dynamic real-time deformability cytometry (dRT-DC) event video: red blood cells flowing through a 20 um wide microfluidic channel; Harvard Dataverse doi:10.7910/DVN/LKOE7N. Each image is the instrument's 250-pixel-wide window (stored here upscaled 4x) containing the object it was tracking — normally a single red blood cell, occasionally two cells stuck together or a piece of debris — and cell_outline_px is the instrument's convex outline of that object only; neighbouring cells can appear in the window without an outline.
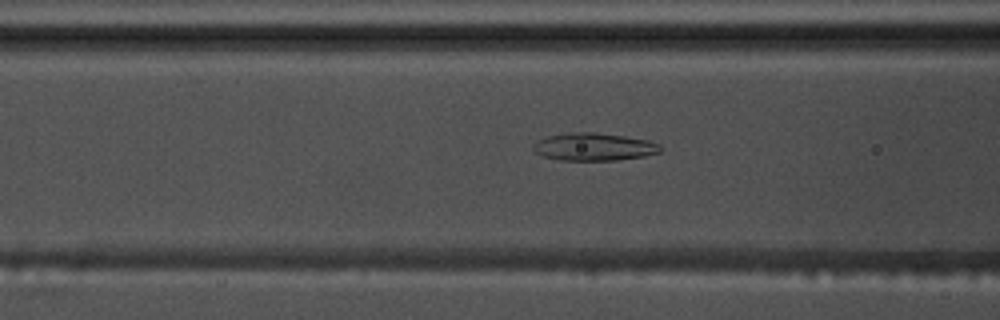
{"species": "common noctule bat (a hibernating species)", "species_latin": "Nyctalus noctula", "temperature_condition": "warm", "stored_images_in_passage": 56, "camera_frame_rate_fps": 3000, "um_per_image_px": 0.085, "animal": {"sex": "male", "body_mass_g": 17.5, "forearm_length_mm": 52.3}, "frame": {"image": 1, "passage_image": 23, "time_ms": 7.333, "image_size_px": [1000, 320], "cell_outline_px": [[660, 152], [644, 156], [616, 160], [560, 160], [544, 156], [536, 152], [532, 148], [532, 144], [548, 136], [572, 132], [596, 132], [624, 136], [648, 140], [660, 144]], "centroid_in_image_um": [50.49, 12.48], "position_along_channel_um": 116.1, "area_um2": 20.35}}
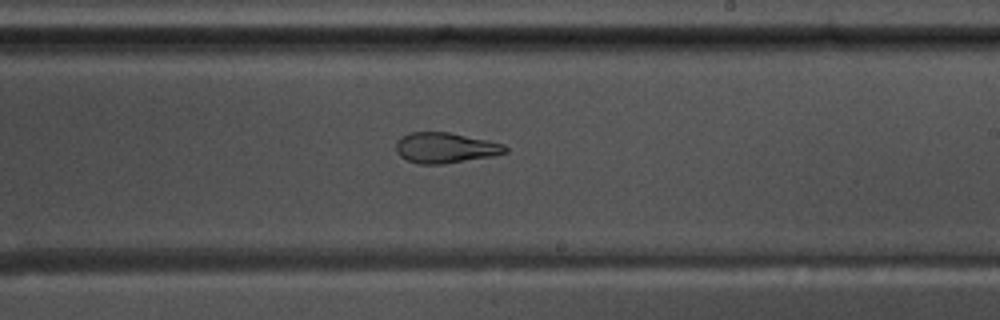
{"frame": {"image": 2, "passage_image": 34, "time_ms": 11.0, "image_size_px": [1000, 320], "cell_outline_px": [[508, 152], [492, 156], [444, 164], [420, 164], [408, 160], [400, 156], [396, 152], [396, 144], [400, 136], [408, 132], [448, 132], [488, 140], [504, 144], [508, 148]], "centroid_in_image_um": [37.85, 12.56], "position_along_channel_um": 251.2, "area_um2": 19.48}}
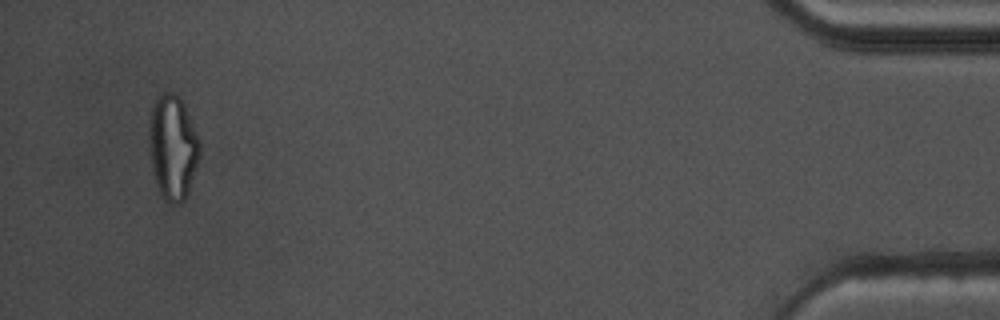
{"frame": {"image": 3, "passage_image": 54, "time_ms": 17.667, "image_size_px": [1000, 320], "cell_outline_px": [[200, 152], [184, 200], [180, 204], [168, 204], [164, 200], [156, 184], [148, 148], [148, 128], [152, 104], [160, 92], [172, 92], [180, 96], [200, 144]], "centroid_in_image_um": [14.63, 12.49], "position_along_channel_um": 420.6, "area_um2": 30.63}, "authors_computed_cell_mechanics": {"area_um2": 23.12, "velocity_mm_per_s": 3.6929, "shape_relaxation_time_tau1_ms": null, "shape_relaxation_time_tau2_ms": 1.6617, "deformation_change_tau1": null, "deformation_change_tau2": 0.0898}}